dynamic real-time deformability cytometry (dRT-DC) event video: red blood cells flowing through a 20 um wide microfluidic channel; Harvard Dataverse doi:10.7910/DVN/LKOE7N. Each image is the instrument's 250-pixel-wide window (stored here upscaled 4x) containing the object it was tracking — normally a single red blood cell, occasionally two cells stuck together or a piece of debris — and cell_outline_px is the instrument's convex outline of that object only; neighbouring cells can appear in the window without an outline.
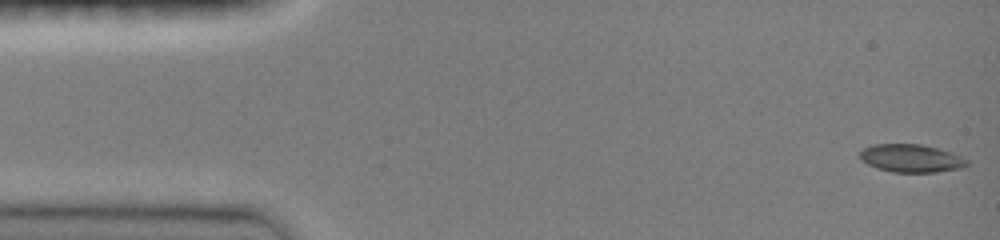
{"species": "common noctule bat (a hibernating species)", "species_latin": "Nyctalus noctula", "temperature_condition": "room temperature", "stored_images_in_passage": 29, "camera_frame_rate_fps": 3000, "um_per_image_px": 0.085, "animal": {"sex": "female", "body_mass_g": 19.0, "forearm_length_mm": 51.5}, "frame": {"image": 1, "passage_image": 1, "time_ms": 0.0, "image_size_px": [1000, 240], "cell_outline_px": [[968, 164], [964, 168], [932, 172], [892, 172], [868, 164], [860, 156], [860, 152], [864, 148], [872, 144], [920, 144], [936, 148], [960, 156], [968, 160]], "centroid_in_image_um": [77.46, 13.45], "position_along_channel_um": 7.5, "area_um2": 17.11}}
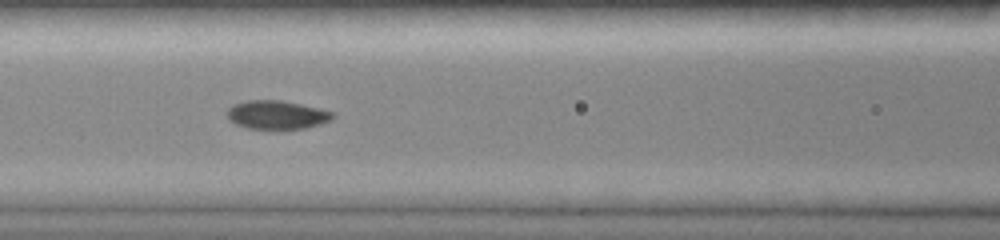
{"frame": {"image": 2, "passage_image": 15, "time_ms": 6.333, "image_size_px": [1000, 240], "cell_outline_px": [[336, 116], [332, 120], [320, 124], [304, 128], [248, 128], [236, 124], [228, 120], [228, 108], [232, 104], [244, 100], [280, 100], [320, 108], [332, 112]], "centroid_in_image_um": [23.52, 9.74], "position_along_channel_um": 143.1, "area_um2": 17.51}}
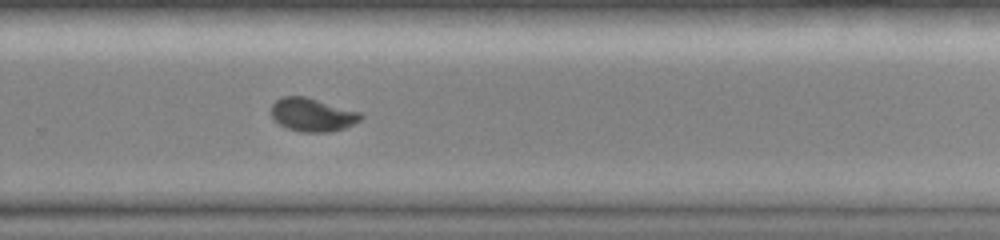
{"frame": {"image": 3, "passage_image": 28, "time_ms": 10.333, "image_size_px": [1000, 240], "cell_outline_px": [[364, 116], [360, 120], [344, 128], [328, 132], [300, 132], [288, 128], [280, 124], [268, 112], [272, 104], [280, 96], [304, 96], [360, 112]], "centroid_in_image_um": [26.51, 9.75], "position_along_channel_um": 303.3, "area_um2": 17.34}}